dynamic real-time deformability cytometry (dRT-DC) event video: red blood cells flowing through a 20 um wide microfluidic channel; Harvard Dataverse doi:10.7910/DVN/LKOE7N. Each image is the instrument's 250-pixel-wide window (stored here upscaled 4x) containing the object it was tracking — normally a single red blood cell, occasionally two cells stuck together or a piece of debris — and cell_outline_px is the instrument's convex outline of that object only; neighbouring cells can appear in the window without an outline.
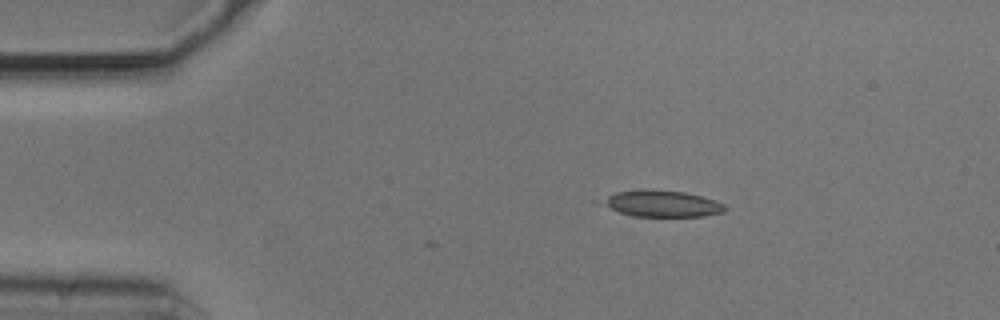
{"species": "common noctule bat (a hibernating species)", "species_latin": "Nyctalus noctula", "temperature_condition": "cold", "stored_images_in_passage": 3, "camera_frame_rate_fps": 3000, "um_per_image_px": 0.085, "animal": {"sex": "male", "body_mass_g": 20.5, "forearm_length_mm": 52.5}, "frame": {"image": 1, "passage_image": 1, "time_ms": 0.0, "image_size_px": [1000, 320], "cell_outline_px": [[728, 208], [724, 212], [704, 216], [632, 216], [592, 204], [592, 200], [616, 192], [684, 192], [700, 196], [724, 204]], "centroid_in_image_um": [56.09, 17.35], "position_along_channel_um": 28.9, "area_um2": 18.67}}